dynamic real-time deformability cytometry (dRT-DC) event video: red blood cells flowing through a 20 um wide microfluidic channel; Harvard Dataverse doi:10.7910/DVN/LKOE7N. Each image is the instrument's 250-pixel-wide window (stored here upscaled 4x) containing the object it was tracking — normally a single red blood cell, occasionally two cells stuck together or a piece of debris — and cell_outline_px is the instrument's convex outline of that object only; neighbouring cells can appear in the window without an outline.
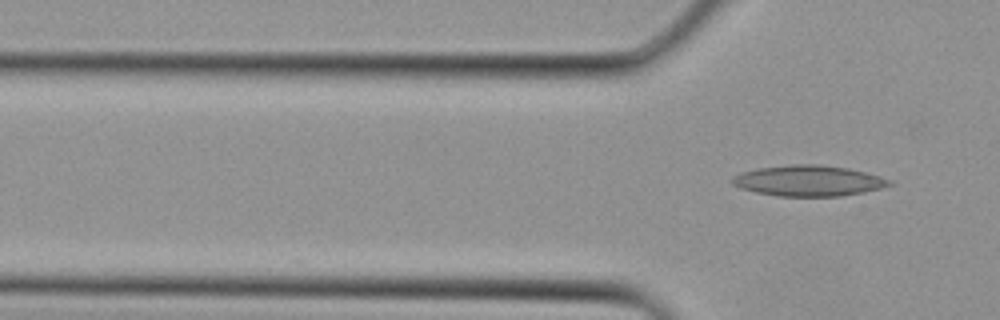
{"species": "Egyptian fruit bat (a non-hibernating species)", "species_latin": "Rousettus aegyptiacus", "temperature_condition": "cold", "stored_images_in_passage": 3, "camera_frame_rate_fps": 3000, "um_per_image_px": 0.085, "animal": {"sex": "female"}, "frame": {"image": 1, "passage_image": 3, "time_ms": 0.667, "image_size_px": [1000, 320], "cell_outline_px": [[896, 184], [864, 192], [840, 196], [776, 196], [756, 192], [740, 188], [732, 184], [732, 176], [756, 168], [792, 164], [820, 164], [848, 168], [880, 176], [892, 180]], "centroid_in_image_um": [68.74, 15.36], "position_along_channel_um": 57.1, "area_um2": 28.26}}